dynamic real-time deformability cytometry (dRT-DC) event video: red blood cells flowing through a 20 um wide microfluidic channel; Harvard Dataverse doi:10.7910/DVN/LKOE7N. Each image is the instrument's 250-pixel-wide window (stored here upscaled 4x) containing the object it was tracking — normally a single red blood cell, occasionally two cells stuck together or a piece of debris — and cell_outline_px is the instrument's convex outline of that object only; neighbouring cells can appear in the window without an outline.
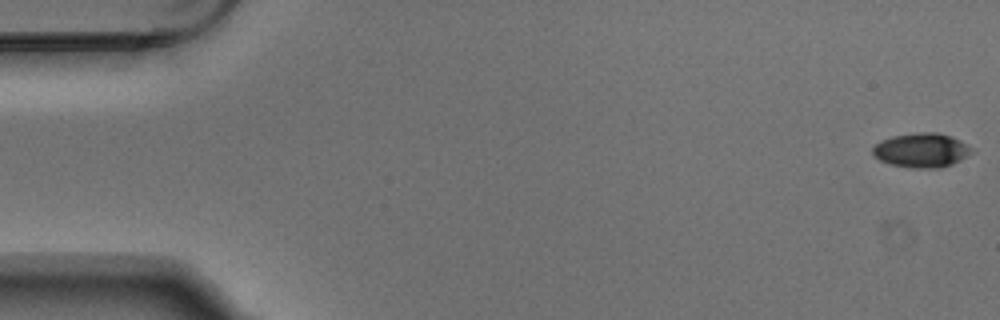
{"species": "Egyptian fruit bat (a non-hibernating species)", "species_latin": "Rousettus aegyptiacus", "temperature_condition": "warm", "stored_images_in_passage": 7, "camera_frame_rate_fps": 3000, "um_per_image_px": 0.085, "animal": {"sex": "male"}, "frame": {"image": 1, "passage_image": 1, "time_ms": 0.0, "image_size_px": [1000, 320], "cell_outline_px": [[972, 148], [960, 160], [952, 164], [940, 168], [912, 168], [888, 164], [872, 156], [872, 148], [880, 140], [892, 136], [916, 132], [936, 132], [952, 136], [960, 140]], "centroid_in_image_um": [78.25, 12.77], "position_along_channel_um": 6.7, "area_um2": 19.83}}
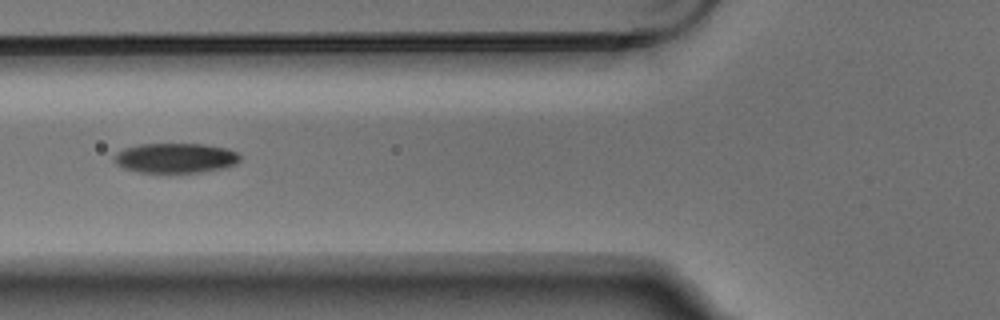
{"frame": {"image": 2, "passage_image": 6, "time_ms": 1.667, "image_size_px": [1000, 320], "cell_outline_px": [[240, 160], [236, 164], [224, 168], [200, 172], [140, 172], [124, 168], [116, 164], [112, 160], [112, 156], [116, 152], [124, 148], [140, 144], [204, 144], [228, 148], [236, 152], [240, 156]], "centroid_in_image_um": [14.9, 13.42], "position_along_channel_um": 110.9, "area_um2": 22.02}}
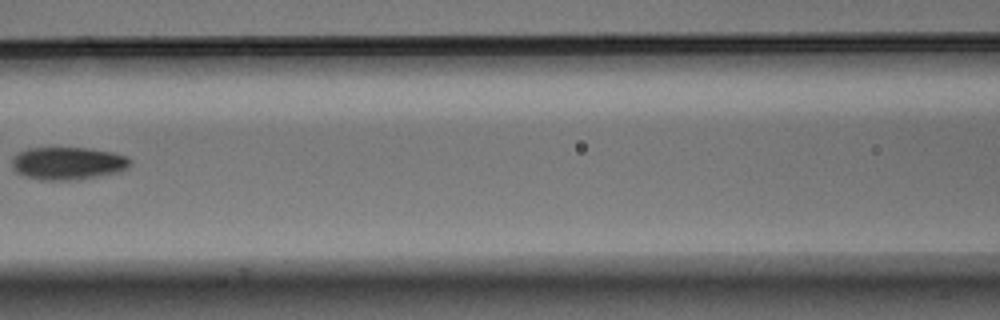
{"frame": {"image": 3, "passage_image": 7, "time_ms": 2.0, "image_size_px": [1000, 320], "cell_outline_px": [[132, 164], [120, 172], [76, 180], [40, 180], [24, 176], [16, 172], [12, 168], [12, 156], [28, 148], [88, 148], [112, 152], [124, 156], [132, 160]], "centroid_in_image_um": [5.76, 13.89], "position_along_channel_um": 160.8, "area_um2": 22.66}}